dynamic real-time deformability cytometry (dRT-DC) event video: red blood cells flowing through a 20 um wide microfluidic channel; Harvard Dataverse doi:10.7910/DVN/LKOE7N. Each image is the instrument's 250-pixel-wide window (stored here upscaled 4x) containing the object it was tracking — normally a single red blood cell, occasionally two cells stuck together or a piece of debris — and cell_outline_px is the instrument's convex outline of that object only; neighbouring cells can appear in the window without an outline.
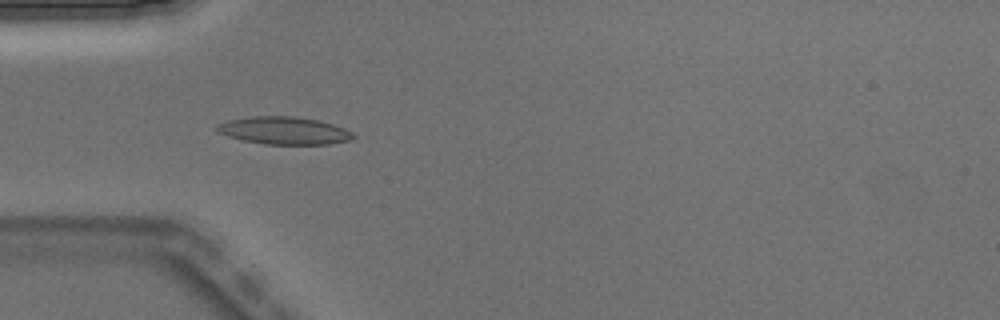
{"species": "Egyptian fruit bat (a non-hibernating species)", "species_latin": "Rousettus aegyptiacus", "temperature_condition": "warm", "stored_images_in_passage": 6, "camera_frame_rate_fps": 3000, "um_per_image_px": 0.085, "animal": {"sex": "male"}, "frame": {"image": 1, "passage_image": 4, "time_ms": 1.0, "image_size_px": [1000, 320], "cell_outline_px": [[356, 136], [348, 140], [328, 144], [264, 144], [244, 140], [228, 136], [216, 132], [216, 124], [228, 120], [252, 116], [296, 116], [320, 120], [344, 128], [352, 132]], "centroid_in_image_um": [24.12, 11.09], "position_along_channel_um": 60.9, "area_um2": 21.91}}